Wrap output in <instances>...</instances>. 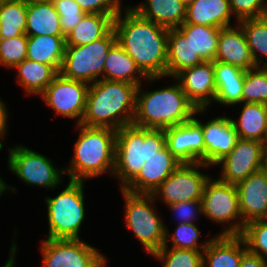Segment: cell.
<instances>
[{"instance_id": "20", "label": "cell", "mask_w": 267, "mask_h": 267, "mask_svg": "<svg viewBox=\"0 0 267 267\" xmlns=\"http://www.w3.org/2000/svg\"><path fill=\"white\" fill-rule=\"evenodd\" d=\"M231 26L220 28L219 41L215 61L237 66L243 70L253 69L256 66L245 33L242 27Z\"/></svg>"}, {"instance_id": "30", "label": "cell", "mask_w": 267, "mask_h": 267, "mask_svg": "<svg viewBox=\"0 0 267 267\" xmlns=\"http://www.w3.org/2000/svg\"><path fill=\"white\" fill-rule=\"evenodd\" d=\"M114 17L104 14H85L66 35V45L80 46L104 37L113 28Z\"/></svg>"}, {"instance_id": "38", "label": "cell", "mask_w": 267, "mask_h": 267, "mask_svg": "<svg viewBox=\"0 0 267 267\" xmlns=\"http://www.w3.org/2000/svg\"><path fill=\"white\" fill-rule=\"evenodd\" d=\"M27 58V35L0 39V64L14 68Z\"/></svg>"}, {"instance_id": "29", "label": "cell", "mask_w": 267, "mask_h": 267, "mask_svg": "<svg viewBox=\"0 0 267 267\" xmlns=\"http://www.w3.org/2000/svg\"><path fill=\"white\" fill-rule=\"evenodd\" d=\"M238 137L265 143L267 128V105L262 103H244L239 121L232 120Z\"/></svg>"}, {"instance_id": "52", "label": "cell", "mask_w": 267, "mask_h": 267, "mask_svg": "<svg viewBox=\"0 0 267 267\" xmlns=\"http://www.w3.org/2000/svg\"><path fill=\"white\" fill-rule=\"evenodd\" d=\"M267 145V128H266V136H265V146Z\"/></svg>"}, {"instance_id": "48", "label": "cell", "mask_w": 267, "mask_h": 267, "mask_svg": "<svg viewBox=\"0 0 267 267\" xmlns=\"http://www.w3.org/2000/svg\"><path fill=\"white\" fill-rule=\"evenodd\" d=\"M106 258L104 257L102 260H100L95 267H105L106 266Z\"/></svg>"}, {"instance_id": "15", "label": "cell", "mask_w": 267, "mask_h": 267, "mask_svg": "<svg viewBox=\"0 0 267 267\" xmlns=\"http://www.w3.org/2000/svg\"><path fill=\"white\" fill-rule=\"evenodd\" d=\"M164 132L169 151L180 163H204L203 130L193 118Z\"/></svg>"}, {"instance_id": "16", "label": "cell", "mask_w": 267, "mask_h": 267, "mask_svg": "<svg viewBox=\"0 0 267 267\" xmlns=\"http://www.w3.org/2000/svg\"><path fill=\"white\" fill-rule=\"evenodd\" d=\"M174 78L179 80L187 99L196 109H206L211 100L215 99L214 61H204L199 65L183 69Z\"/></svg>"}, {"instance_id": "49", "label": "cell", "mask_w": 267, "mask_h": 267, "mask_svg": "<svg viewBox=\"0 0 267 267\" xmlns=\"http://www.w3.org/2000/svg\"><path fill=\"white\" fill-rule=\"evenodd\" d=\"M185 7H187L188 5L192 4L195 0H180Z\"/></svg>"}, {"instance_id": "34", "label": "cell", "mask_w": 267, "mask_h": 267, "mask_svg": "<svg viewBox=\"0 0 267 267\" xmlns=\"http://www.w3.org/2000/svg\"><path fill=\"white\" fill-rule=\"evenodd\" d=\"M168 233L166 229V240L164 245L153 254L154 257L164 261L162 267H203V251L208 246L210 241L200 244L202 251H195L192 249H168L167 241Z\"/></svg>"}, {"instance_id": "33", "label": "cell", "mask_w": 267, "mask_h": 267, "mask_svg": "<svg viewBox=\"0 0 267 267\" xmlns=\"http://www.w3.org/2000/svg\"><path fill=\"white\" fill-rule=\"evenodd\" d=\"M27 3L22 0H5L0 3V39L25 34Z\"/></svg>"}, {"instance_id": "21", "label": "cell", "mask_w": 267, "mask_h": 267, "mask_svg": "<svg viewBox=\"0 0 267 267\" xmlns=\"http://www.w3.org/2000/svg\"><path fill=\"white\" fill-rule=\"evenodd\" d=\"M246 250L241 235H217L203 251V267H239Z\"/></svg>"}, {"instance_id": "4", "label": "cell", "mask_w": 267, "mask_h": 267, "mask_svg": "<svg viewBox=\"0 0 267 267\" xmlns=\"http://www.w3.org/2000/svg\"><path fill=\"white\" fill-rule=\"evenodd\" d=\"M80 136L75 143L71 167L64 169L70 180L83 181L115 167L116 132L106 127H90L79 124Z\"/></svg>"}, {"instance_id": "26", "label": "cell", "mask_w": 267, "mask_h": 267, "mask_svg": "<svg viewBox=\"0 0 267 267\" xmlns=\"http://www.w3.org/2000/svg\"><path fill=\"white\" fill-rule=\"evenodd\" d=\"M145 1V4L131 7L141 17L168 29H176L184 23L186 7L180 0Z\"/></svg>"}, {"instance_id": "25", "label": "cell", "mask_w": 267, "mask_h": 267, "mask_svg": "<svg viewBox=\"0 0 267 267\" xmlns=\"http://www.w3.org/2000/svg\"><path fill=\"white\" fill-rule=\"evenodd\" d=\"M27 36H65L60 26V16L51 0L27 3Z\"/></svg>"}, {"instance_id": "42", "label": "cell", "mask_w": 267, "mask_h": 267, "mask_svg": "<svg viewBox=\"0 0 267 267\" xmlns=\"http://www.w3.org/2000/svg\"><path fill=\"white\" fill-rule=\"evenodd\" d=\"M86 14L111 15L114 18L121 12L119 0H74Z\"/></svg>"}, {"instance_id": "43", "label": "cell", "mask_w": 267, "mask_h": 267, "mask_svg": "<svg viewBox=\"0 0 267 267\" xmlns=\"http://www.w3.org/2000/svg\"><path fill=\"white\" fill-rule=\"evenodd\" d=\"M168 206L176 213L181 223H193L196 213H203L201 200L180 201Z\"/></svg>"}, {"instance_id": "3", "label": "cell", "mask_w": 267, "mask_h": 267, "mask_svg": "<svg viewBox=\"0 0 267 267\" xmlns=\"http://www.w3.org/2000/svg\"><path fill=\"white\" fill-rule=\"evenodd\" d=\"M138 86L136 93V110L134 125L147 129H167L183 124L197 113L206 109H196L187 99L180 84L158 89L157 91L141 92Z\"/></svg>"}, {"instance_id": "9", "label": "cell", "mask_w": 267, "mask_h": 267, "mask_svg": "<svg viewBox=\"0 0 267 267\" xmlns=\"http://www.w3.org/2000/svg\"><path fill=\"white\" fill-rule=\"evenodd\" d=\"M202 210L205 216L217 223L239 219L240 222L231 223L229 228L219 235H241L242 216L239 209L237 186L209 178L204 186L201 199ZM233 224V225H232Z\"/></svg>"}, {"instance_id": "8", "label": "cell", "mask_w": 267, "mask_h": 267, "mask_svg": "<svg viewBox=\"0 0 267 267\" xmlns=\"http://www.w3.org/2000/svg\"><path fill=\"white\" fill-rule=\"evenodd\" d=\"M125 199L126 225L133 231L144 249L152 255L165 243L166 227L152 208L151 194H134L121 189Z\"/></svg>"}, {"instance_id": "19", "label": "cell", "mask_w": 267, "mask_h": 267, "mask_svg": "<svg viewBox=\"0 0 267 267\" xmlns=\"http://www.w3.org/2000/svg\"><path fill=\"white\" fill-rule=\"evenodd\" d=\"M193 119L202 127L204 135V163L215 165L231 152L239 139L231 118L217 117L206 124Z\"/></svg>"}, {"instance_id": "14", "label": "cell", "mask_w": 267, "mask_h": 267, "mask_svg": "<svg viewBox=\"0 0 267 267\" xmlns=\"http://www.w3.org/2000/svg\"><path fill=\"white\" fill-rule=\"evenodd\" d=\"M90 84L66 78L58 73L52 83L41 93L43 100L56 113L77 118L81 124Z\"/></svg>"}, {"instance_id": "35", "label": "cell", "mask_w": 267, "mask_h": 267, "mask_svg": "<svg viewBox=\"0 0 267 267\" xmlns=\"http://www.w3.org/2000/svg\"><path fill=\"white\" fill-rule=\"evenodd\" d=\"M246 36L252 58L256 66L263 62L258 58L257 51L267 57V19L263 17L248 18L238 21ZM267 66V61L264 63Z\"/></svg>"}, {"instance_id": "6", "label": "cell", "mask_w": 267, "mask_h": 267, "mask_svg": "<svg viewBox=\"0 0 267 267\" xmlns=\"http://www.w3.org/2000/svg\"><path fill=\"white\" fill-rule=\"evenodd\" d=\"M83 185V181L70 180L58 196L46 198L48 239H79L85 217Z\"/></svg>"}, {"instance_id": "13", "label": "cell", "mask_w": 267, "mask_h": 267, "mask_svg": "<svg viewBox=\"0 0 267 267\" xmlns=\"http://www.w3.org/2000/svg\"><path fill=\"white\" fill-rule=\"evenodd\" d=\"M43 267H95L104 258L79 239H46L42 242Z\"/></svg>"}, {"instance_id": "23", "label": "cell", "mask_w": 267, "mask_h": 267, "mask_svg": "<svg viewBox=\"0 0 267 267\" xmlns=\"http://www.w3.org/2000/svg\"><path fill=\"white\" fill-rule=\"evenodd\" d=\"M231 14L229 0H195L186 7L183 24L225 28L230 26Z\"/></svg>"}, {"instance_id": "10", "label": "cell", "mask_w": 267, "mask_h": 267, "mask_svg": "<svg viewBox=\"0 0 267 267\" xmlns=\"http://www.w3.org/2000/svg\"><path fill=\"white\" fill-rule=\"evenodd\" d=\"M8 156L10 170L30 185L52 189L60 183V175L65 174L64 168L59 171L50 159L21 145L10 148Z\"/></svg>"}, {"instance_id": "32", "label": "cell", "mask_w": 267, "mask_h": 267, "mask_svg": "<svg viewBox=\"0 0 267 267\" xmlns=\"http://www.w3.org/2000/svg\"><path fill=\"white\" fill-rule=\"evenodd\" d=\"M189 41L203 61H215L220 28L197 24H182L177 28Z\"/></svg>"}, {"instance_id": "7", "label": "cell", "mask_w": 267, "mask_h": 267, "mask_svg": "<svg viewBox=\"0 0 267 267\" xmlns=\"http://www.w3.org/2000/svg\"><path fill=\"white\" fill-rule=\"evenodd\" d=\"M116 42V33L112 28L104 37L89 44L66 45L59 73L73 80L91 84L97 82L103 73L107 53Z\"/></svg>"}, {"instance_id": "39", "label": "cell", "mask_w": 267, "mask_h": 267, "mask_svg": "<svg viewBox=\"0 0 267 267\" xmlns=\"http://www.w3.org/2000/svg\"><path fill=\"white\" fill-rule=\"evenodd\" d=\"M60 16L62 33L66 36L85 16L80 6L74 0H51Z\"/></svg>"}, {"instance_id": "11", "label": "cell", "mask_w": 267, "mask_h": 267, "mask_svg": "<svg viewBox=\"0 0 267 267\" xmlns=\"http://www.w3.org/2000/svg\"><path fill=\"white\" fill-rule=\"evenodd\" d=\"M205 163H181L175 171L151 194L162 196L167 206L180 201L201 200L204 186L210 178L196 170ZM196 167V168H195Z\"/></svg>"}, {"instance_id": "5", "label": "cell", "mask_w": 267, "mask_h": 267, "mask_svg": "<svg viewBox=\"0 0 267 267\" xmlns=\"http://www.w3.org/2000/svg\"><path fill=\"white\" fill-rule=\"evenodd\" d=\"M165 145L166 135L163 129H147L134 124L118 129L113 175L121 179V189L140 172L145 162Z\"/></svg>"}, {"instance_id": "36", "label": "cell", "mask_w": 267, "mask_h": 267, "mask_svg": "<svg viewBox=\"0 0 267 267\" xmlns=\"http://www.w3.org/2000/svg\"><path fill=\"white\" fill-rule=\"evenodd\" d=\"M242 91V102L267 105V66L247 70Z\"/></svg>"}, {"instance_id": "18", "label": "cell", "mask_w": 267, "mask_h": 267, "mask_svg": "<svg viewBox=\"0 0 267 267\" xmlns=\"http://www.w3.org/2000/svg\"><path fill=\"white\" fill-rule=\"evenodd\" d=\"M236 186L243 232L247 223L267 218V169L252 173Z\"/></svg>"}, {"instance_id": "44", "label": "cell", "mask_w": 267, "mask_h": 267, "mask_svg": "<svg viewBox=\"0 0 267 267\" xmlns=\"http://www.w3.org/2000/svg\"><path fill=\"white\" fill-rule=\"evenodd\" d=\"M239 267H267V260L257 254L251 253L248 249L243 253Z\"/></svg>"}, {"instance_id": "50", "label": "cell", "mask_w": 267, "mask_h": 267, "mask_svg": "<svg viewBox=\"0 0 267 267\" xmlns=\"http://www.w3.org/2000/svg\"><path fill=\"white\" fill-rule=\"evenodd\" d=\"M265 168L267 169V145L265 146Z\"/></svg>"}, {"instance_id": "17", "label": "cell", "mask_w": 267, "mask_h": 267, "mask_svg": "<svg viewBox=\"0 0 267 267\" xmlns=\"http://www.w3.org/2000/svg\"><path fill=\"white\" fill-rule=\"evenodd\" d=\"M181 163L165 145L148 159L140 172L123 188L134 194H152Z\"/></svg>"}, {"instance_id": "51", "label": "cell", "mask_w": 267, "mask_h": 267, "mask_svg": "<svg viewBox=\"0 0 267 267\" xmlns=\"http://www.w3.org/2000/svg\"><path fill=\"white\" fill-rule=\"evenodd\" d=\"M22 1L28 3V2H33V1H45V0H22Z\"/></svg>"}, {"instance_id": "47", "label": "cell", "mask_w": 267, "mask_h": 267, "mask_svg": "<svg viewBox=\"0 0 267 267\" xmlns=\"http://www.w3.org/2000/svg\"><path fill=\"white\" fill-rule=\"evenodd\" d=\"M6 189H10V188L9 186L6 185L5 182L2 181V178L0 177V196Z\"/></svg>"}, {"instance_id": "12", "label": "cell", "mask_w": 267, "mask_h": 267, "mask_svg": "<svg viewBox=\"0 0 267 267\" xmlns=\"http://www.w3.org/2000/svg\"><path fill=\"white\" fill-rule=\"evenodd\" d=\"M216 164H222V175L218 179L237 185L265 168V143L239 138L231 152Z\"/></svg>"}, {"instance_id": "28", "label": "cell", "mask_w": 267, "mask_h": 267, "mask_svg": "<svg viewBox=\"0 0 267 267\" xmlns=\"http://www.w3.org/2000/svg\"><path fill=\"white\" fill-rule=\"evenodd\" d=\"M204 61L193 50L190 41L176 28L169 29L167 48V76L174 77L183 69L199 65Z\"/></svg>"}, {"instance_id": "1", "label": "cell", "mask_w": 267, "mask_h": 267, "mask_svg": "<svg viewBox=\"0 0 267 267\" xmlns=\"http://www.w3.org/2000/svg\"><path fill=\"white\" fill-rule=\"evenodd\" d=\"M114 18L117 42L136 62L147 77L167 76V48L169 29L141 17L126 8Z\"/></svg>"}, {"instance_id": "45", "label": "cell", "mask_w": 267, "mask_h": 267, "mask_svg": "<svg viewBox=\"0 0 267 267\" xmlns=\"http://www.w3.org/2000/svg\"><path fill=\"white\" fill-rule=\"evenodd\" d=\"M8 113H7V109L4 105V103H2V101L0 100V137H4L5 136V132H6V125H7V117Z\"/></svg>"}, {"instance_id": "2", "label": "cell", "mask_w": 267, "mask_h": 267, "mask_svg": "<svg viewBox=\"0 0 267 267\" xmlns=\"http://www.w3.org/2000/svg\"><path fill=\"white\" fill-rule=\"evenodd\" d=\"M137 85L100 79L89 86L81 124L118 130L133 123Z\"/></svg>"}, {"instance_id": "27", "label": "cell", "mask_w": 267, "mask_h": 267, "mask_svg": "<svg viewBox=\"0 0 267 267\" xmlns=\"http://www.w3.org/2000/svg\"><path fill=\"white\" fill-rule=\"evenodd\" d=\"M66 36H27V59L51 65L58 73L65 54Z\"/></svg>"}, {"instance_id": "24", "label": "cell", "mask_w": 267, "mask_h": 267, "mask_svg": "<svg viewBox=\"0 0 267 267\" xmlns=\"http://www.w3.org/2000/svg\"><path fill=\"white\" fill-rule=\"evenodd\" d=\"M216 94L214 101L223 105L242 102L246 70L237 66L214 61Z\"/></svg>"}, {"instance_id": "37", "label": "cell", "mask_w": 267, "mask_h": 267, "mask_svg": "<svg viewBox=\"0 0 267 267\" xmlns=\"http://www.w3.org/2000/svg\"><path fill=\"white\" fill-rule=\"evenodd\" d=\"M247 249L264 260L267 257V218L255 220L244 226L241 234Z\"/></svg>"}, {"instance_id": "40", "label": "cell", "mask_w": 267, "mask_h": 267, "mask_svg": "<svg viewBox=\"0 0 267 267\" xmlns=\"http://www.w3.org/2000/svg\"><path fill=\"white\" fill-rule=\"evenodd\" d=\"M200 234L201 232L197 229L195 223H179L175 232L170 235V240L173 243L172 248L201 251L197 242Z\"/></svg>"}, {"instance_id": "22", "label": "cell", "mask_w": 267, "mask_h": 267, "mask_svg": "<svg viewBox=\"0 0 267 267\" xmlns=\"http://www.w3.org/2000/svg\"><path fill=\"white\" fill-rule=\"evenodd\" d=\"M103 80L128 82L140 86L141 77L149 82L158 77H147L137 66L134 59L116 42L108 51L103 69Z\"/></svg>"}, {"instance_id": "46", "label": "cell", "mask_w": 267, "mask_h": 267, "mask_svg": "<svg viewBox=\"0 0 267 267\" xmlns=\"http://www.w3.org/2000/svg\"><path fill=\"white\" fill-rule=\"evenodd\" d=\"M17 246L15 244H13V246L11 247V254L12 256L8 259V261L6 262V264L3 267H14L15 264V260H14V255L16 253V248Z\"/></svg>"}, {"instance_id": "41", "label": "cell", "mask_w": 267, "mask_h": 267, "mask_svg": "<svg viewBox=\"0 0 267 267\" xmlns=\"http://www.w3.org/2000/svg\"><path fill=\"white\" fill-rule=\"evenodd\" d=\"M231 13L238 21L263 17L267 9L264 0H229Z\"/></svg>"}, {"instance_id": "31", "label": "cell", "mask_w": 267, "mask_h": 267, "mask_svg": "<svg viewBox=\"0 0 267 267\" xmlns=\"http://www.w3.org/2000/svg\"><path fill=\"white\" fill-rule=\"evenodd\" d=\"M14 68L18 69V82L28 94H41L58 74L51 65L27 58Z\"/></svg>"}]
</instances>
